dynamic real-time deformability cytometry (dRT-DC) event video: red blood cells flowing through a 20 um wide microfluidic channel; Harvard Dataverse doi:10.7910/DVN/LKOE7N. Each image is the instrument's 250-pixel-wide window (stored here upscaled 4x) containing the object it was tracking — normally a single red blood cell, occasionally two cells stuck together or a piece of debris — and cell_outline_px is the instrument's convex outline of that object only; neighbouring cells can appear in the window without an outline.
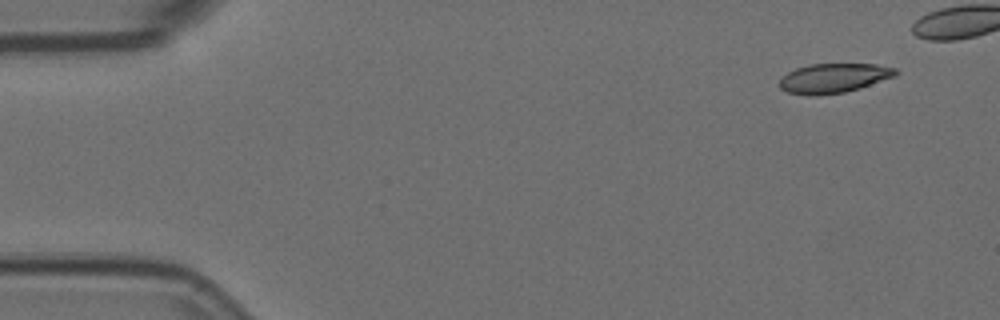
{"species": "Egyptian fruit bat (a non-hibernating species)", "species_latin": "Rousettus aegyptiacus", "temperature_condition": "room temperature", "stored_images_in_passage": 10, "camera_frame_rate_fps": 3000, "um_per_image_px": 0.085, "animal": {"sex": "female"}, "frame": {"image": 1, "passage_image": 1, "time_ms": 0.0, "image_size_px": [1000, 320], "cell_outline_px": [[900, 72], [896, 76], [860, 88], [844, 92], [812, 96], [808, 96], [788, 92], [780, 88], [780, 80], [788, 72], [796, 68], [808, 64], [876, 64], [896, 68]], "centroid_in_image_um": [70.89, 6.64], "position_along_channel_um": 14.1, "area_um2": 20.0}}
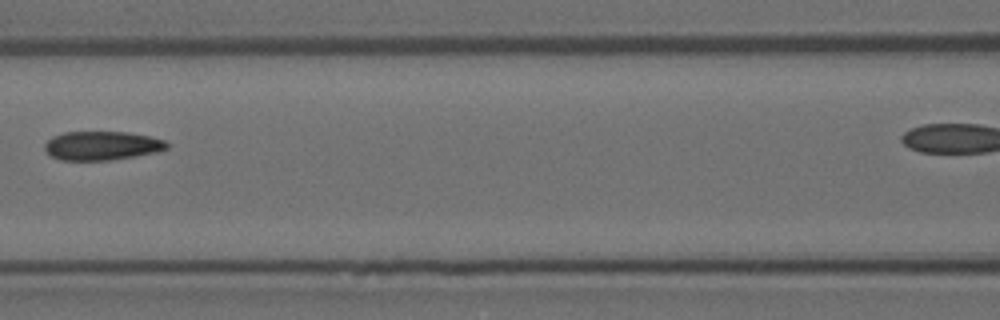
{"frame": {"image": 2, "passage_image": 7, "time_ms": 2.0, "image_size_px": [1000, 320], "cell_outline_px": [[168, 148], [160, 152], [112, 160], [60, 160], [52, 156], [44, 148], [44, 144], [52, 136], [64, 132], [128, 132], [148, 136], [164, 140], [168, 144]], "centroid_in_image_um": [8.68, 12.38], "position_along_channel_um": 157.9, "area_um2": 20.63}}
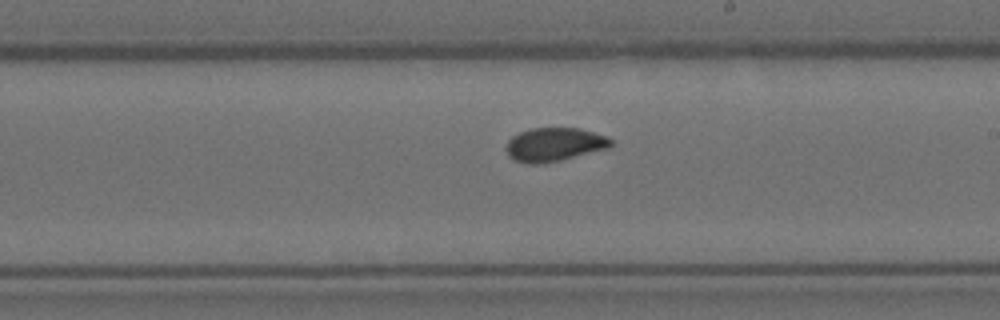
{"frame": {"image": 3, "passage_image": 10, "time_ms": 3.0, "image_size_px": [1000, 320], "cell_outline_px": [[612, 144], [608, 148], [560, 160], [536, 164], [532, 164], [516, 160], [508, 156], [504, 148], [508, 140], [512, 136], [520, 132], [532, 128], [580, 128], [608, 136], [612, 140]], "centroid_in_image_um": [47.1, 12.27], "position_along_channel_um": 241.9, "area_um2": 20.46}}